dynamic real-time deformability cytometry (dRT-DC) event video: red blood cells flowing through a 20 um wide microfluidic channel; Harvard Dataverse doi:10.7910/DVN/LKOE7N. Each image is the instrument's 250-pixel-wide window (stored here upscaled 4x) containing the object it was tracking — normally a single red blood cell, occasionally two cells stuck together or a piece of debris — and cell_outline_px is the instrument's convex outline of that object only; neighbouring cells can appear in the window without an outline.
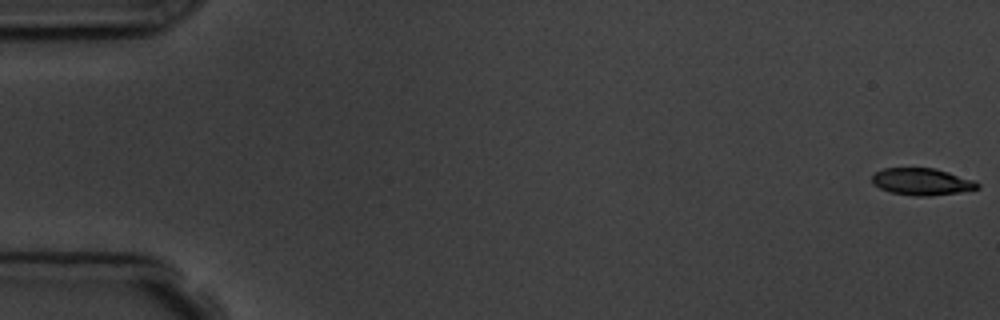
{"species": "common noctule bat (a hibernating species)", "species_latin": "Nyctalus noctula", "temperature_condition": "room temperature", "stored_images_in_passage": 5, "camera_frame_rate_fps": 3000, "um_per_image_px": 0.085, "animal": {"sex": "male", "body_mass_g": 19.5, "forearm_length_mm": 54.6}, "frame": {"image": 1, "passage_image": 1, "time_ms": 0.0, "image_size_px": [1000, 320], "cell_outline_px": [[980, 188], [932, 196], [916, 196], [892, 192], [880, 188], [872, 184], [872, 176], [876, 172], [884, 168], [932, 168], [948, 172], [976, 180], [980, 184]], "centroid_in_image_um": [78.37, 15.44], "position_along_channel_um": 6.6, "area_um2": 16.47}}
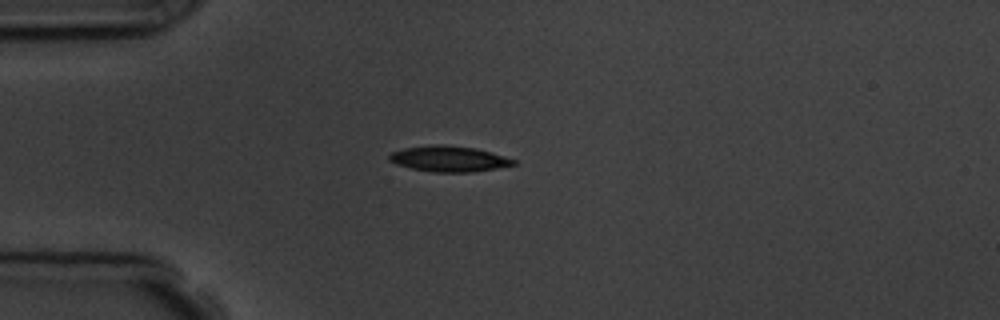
{"frame": {"image": 2, "passage_image": 5, "time_ms": 4.667, "image_size_px": [1000, 320], "cell_outline_px": [[516, 164], [496, 168], [472, 172], [432, 172], [412, 168], [396, 164], [388, 160], [388, 156], [392, 152], [404, 148], [436, 144], [444, 144], [476, 148], [492, 152], [516, 160]], "centroid_in_image_um": [38.15, 13.49], "position_along_channel_um": 46.8, "area_um2": 18.61}}